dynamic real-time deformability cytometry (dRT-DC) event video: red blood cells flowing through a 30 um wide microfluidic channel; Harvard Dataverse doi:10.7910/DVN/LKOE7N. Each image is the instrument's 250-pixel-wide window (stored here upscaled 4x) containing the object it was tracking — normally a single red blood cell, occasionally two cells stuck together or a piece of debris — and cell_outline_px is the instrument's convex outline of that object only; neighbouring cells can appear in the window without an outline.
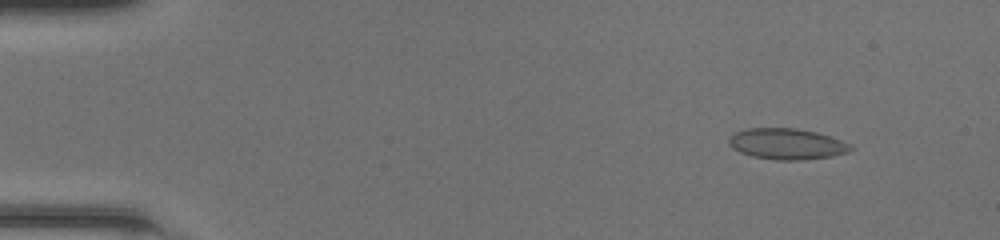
{"species": "common noctule bat (a hibernating species)", "species_latin": "Nyctalus noctula", "temperature_condition": "room temperature", "stored_images_in_passage": 48, "camera_frame_rate_fps": 3000, "um_per_image_px": 0.085, "animal": {"sex": "female", "body_mass_g": 20.0, "forearm_length_mm": 54.0}, "frame": {"image": 1, "passage_image": 5, "time_ms": 1.333, "image_size_px": [1000, 240], "cell_outline_px": [[856, 148], [848, 152], [832, 156], [800, 160], [776, 160], [752, 156], [740, 152], [732, 148], [728, 144], [728, 140], [732, 132], [748, 128], [796, 128], [816, 132], [852, 144]], "centroid_in_image_um": [66.87, 12.23], "position_along_channel_um": 18.1, "area_um2": 22.14}}
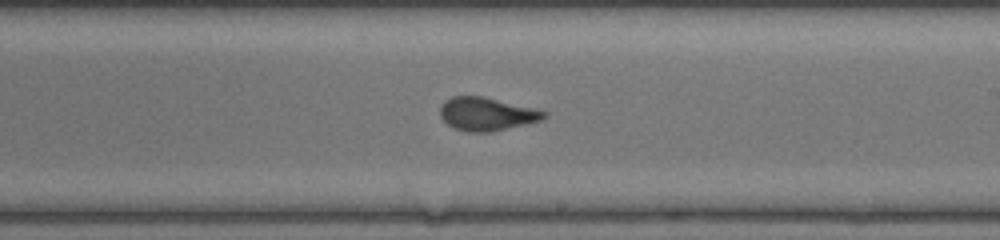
{"frame": {"image": 2, "passage_image": 29, "time_ms": 9.333, "image_size_px": [1000, 240], "cell_outline_px": [[548, 116], [540, 120], [492, 132], [468, 132], [456, 128], [448, 124], [440, 116], [440, 104], [444, 100], [452, 96], [484, 96], [548, 112]], "centroid_in_image_um": [41.34, 9.68], "position_along_channel_um": 247.7, "area_um2": 20.0}}
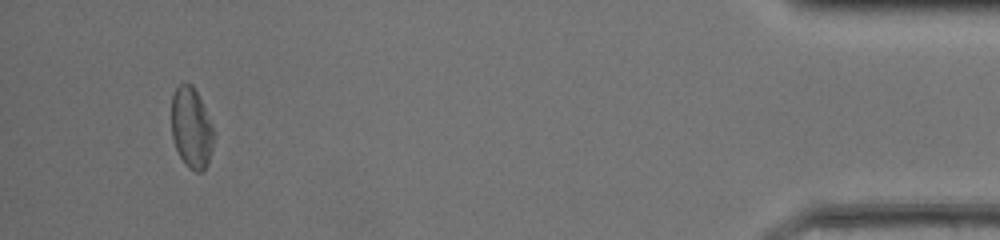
{"frame": {"image": 3, "passage_image": 46, "time_ms": 15.0, "image_size_px": [1000, 240], "cell_outline_px": [[212, 148], [208, 164], [200, 172], [196, 172], [188, 168], [180, 156], [176, 148], [172, 136], [172, 96], [176, 88], [180, 84], [192, 84], [204, 108], [212, 128]], "centroid_in_image_um": [16.24, 10.9], "position_along_channel_um": 419.0, "area_um2": 19.31}, "authors_computed_cell_mechanics": {"area_um2": 20.5479, "velocity_mm_per_s": 4.2779, "shape_relaxation_time_tau1_ms": 6.353, "shape_relaxation_time_tau2_ms": 0.7216, "deformation_change_tau1": 0.1481, "deformation_change_tau2": 0.0621}}